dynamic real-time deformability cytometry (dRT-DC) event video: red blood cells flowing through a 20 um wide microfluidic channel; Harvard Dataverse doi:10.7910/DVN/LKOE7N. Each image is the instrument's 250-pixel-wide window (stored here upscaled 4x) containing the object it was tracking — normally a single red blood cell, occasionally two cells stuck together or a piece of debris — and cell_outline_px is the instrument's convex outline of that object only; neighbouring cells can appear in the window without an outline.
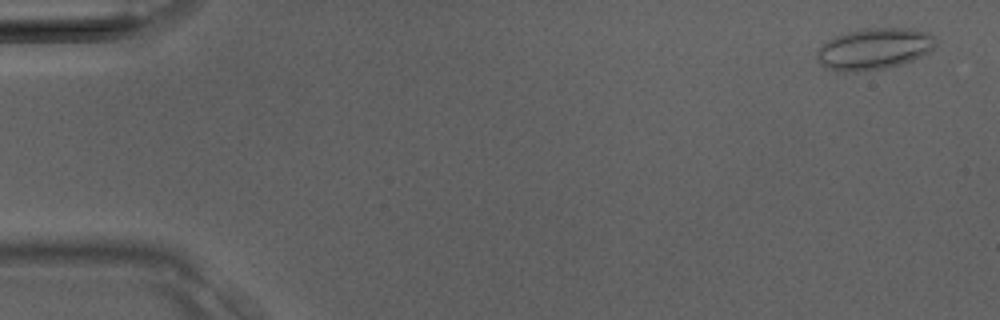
{"species": "Egyptian fruit bat (a non-hibernating species)", "species_latin": "Rousettus aegyptiacus", "temperature_condition": "room temperature", "stored_images_in_passage": 37, "camera_frame_rate_fps": 3000, "um_per_image_px": 0.085, "animal": {"sex": "male"}, "frame": {"image": 1, "passage_image": 1, "time_ms": 0.0, "image_size_px": [1000, 320], "cell_outline_px": [[936, 44], [928, 52], [912, 60], [900, 64], [884, 68], [852, 72], [836, 72], [824, 68], [816, 60], [816, 52], [820, 44], [836, 36], [848, 32], [864, 28], [908, 28], [928, 32], [936, 40]], "centroid_in_image_um": [74.23, 4.16], "position_along_channel_um": 10.8, "area_um2": 28.78}}
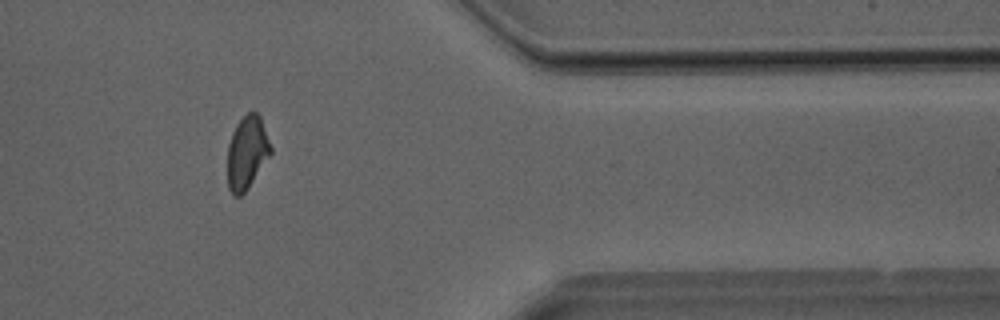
{"frame": {"image": 2, "passage_image": 31, "time_ms": 10.0, "image_size_px": [1000, 320], "cell_outline_px": [[272, 152], [248, 188], [240, 196], [232, 196], [228, 188], [228, 144], [232, 132], [236, 124], [252, 108], [260, 116], [272, 148]], "centroid_in_image_um": [20.99, 12.96], "position_along_channel_um": 390.4, "area_um2": 18.44}}
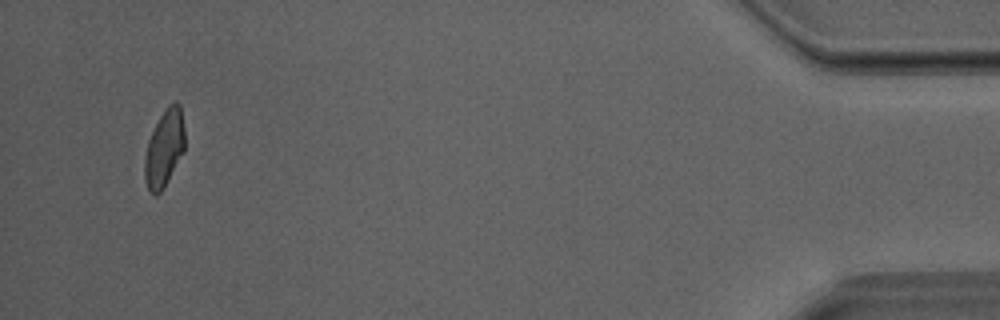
{"frame": {"image": 3, "passage_image": 36, "time_ms": 11.667, "image_size_px": [1000, 320], "cell_outline_px": [[184, 152], [168, 180], [160, 192], [156, 196], [152, 196], [148, 192], [144, 180], [144, 156], [148, 140], [160, 116], [168, 104], [176, 100], [180, 104], [184, 128]], "centroid_in_image_um": [13.95, 12.63], "position_along_channel_um": 421.3, "area_um2": 18.26}}